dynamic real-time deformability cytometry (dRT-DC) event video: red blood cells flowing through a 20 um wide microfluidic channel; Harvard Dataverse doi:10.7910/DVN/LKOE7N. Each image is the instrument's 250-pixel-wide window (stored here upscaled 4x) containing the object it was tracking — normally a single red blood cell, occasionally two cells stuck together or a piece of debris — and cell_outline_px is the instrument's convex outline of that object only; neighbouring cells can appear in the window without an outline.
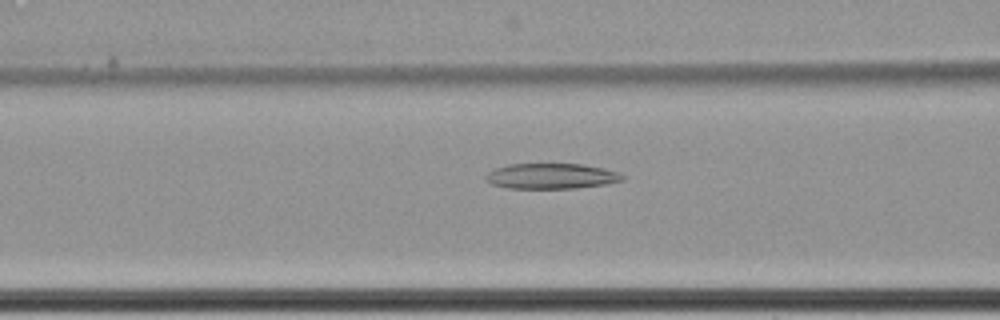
{"species": "common noctule bat (a hibernating species)", "species_latin": "Nyctalus noctula", "temperature_condition": "cold", "stored_images_in_passage": 49, "camera_frame_rate_fps": 3000, "um_per_image_px": 0.085, "animal": {"sex": "female", "body_mass_g": 22.7, "forearm_length_mm": 54.2}, "frame": {"image": 1, "passage_image": 21, "time_ms": 6.667, "image_size_px": [1000, 320], "cell_outline_px": [[628, 176], [624, 180], [608, 184], [576, 188], [508, 188], [492, 184], [484, 180], [484, 176], [488, 172], [496, 168], [508, 164], [584, 164], [604, 168]], "centroid_in_image_um": [46.89, 14.97], "position_along_channel_um": 119.7, "area_um2": 20.46}}
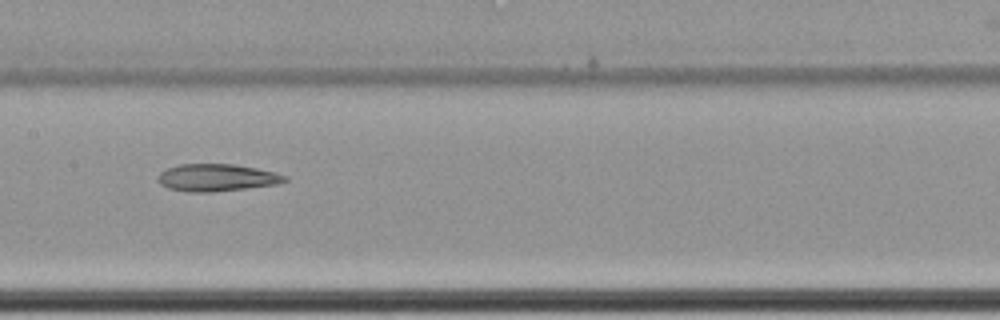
{"frame": {"image": 2, "passage_image": 27, "time_ms": 8.667, "image_size_px": [1000, 320], "cell_outline_px": [[288, 180], [276, 184], [212, 192], [188, 192], [168, 188], [160, 184], [156, 180], [156, 176], [160, 172], [168, 168], [180, 164], [232, 164], [256, 168], [276, 172], [288, 176]], "centroid_in_image_um": [18.39, 15.09], "position_along_channel_um": 189.0, "area_um2": 20.17}}
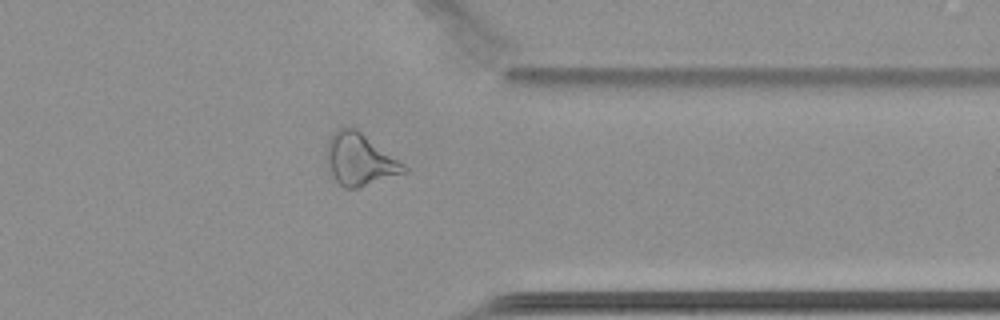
{"frame": {"image": 3, "passage_image": 44, "time_ms": 14.333, "image_size_px": [1000, 320], "cell_outline_px": [[408, 172], [360, 188], [344, 188], [336, 180], [324, 160], [324, 152], [328, 140], [340, 128], [356, 128], [400, 160], [408, 168]], "centroid_in_image_um": [30.58, 13.58], "position_along_channel_um": 380.8, "area_um2": 23.64}}